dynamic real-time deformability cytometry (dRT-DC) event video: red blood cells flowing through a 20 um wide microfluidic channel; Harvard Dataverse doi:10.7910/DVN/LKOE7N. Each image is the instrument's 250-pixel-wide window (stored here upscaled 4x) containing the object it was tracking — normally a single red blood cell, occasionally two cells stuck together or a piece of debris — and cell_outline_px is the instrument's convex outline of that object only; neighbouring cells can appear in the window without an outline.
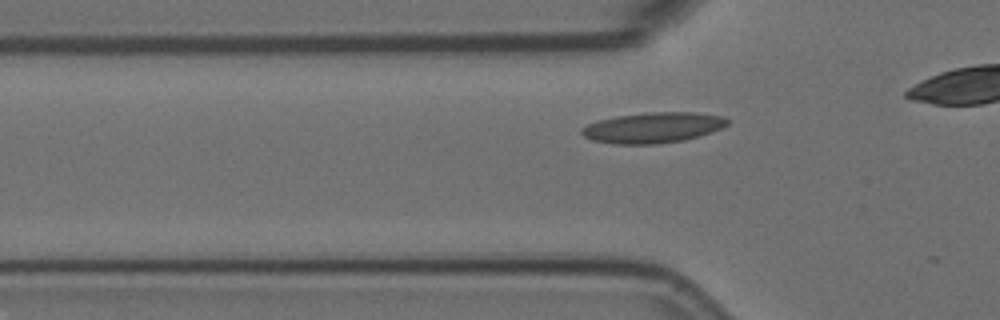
{"species": "Egyptian fruit bat (a non-hibernating species)", "species_latin": "Rousettus aegyptiacus", "temperature_condition": "room temperature", "stored_images_in_passage": 9, "camera_frame_rate_fps": 3000, "um_per_image_px": 0.085, "animal": {"sex": "female"}, "frame": {"image": 1, "passage_image": 8, "time_ms": 2.333, "image_size_px": [1000, 320], "cell_outline_px": [[728, 124], [720, 128], [684, 140], [656, 144], [616, 144], [592, 140], [584, 136], [580, 132], [580, 128], [596, 120], [616, 116], [648, 112], [696, 112], [724, 116], [728, 120]], "centroid_in_image_um": [55.45, 10.84], "position_along_channel_um": 70.3, "area_um2": 25.89}}